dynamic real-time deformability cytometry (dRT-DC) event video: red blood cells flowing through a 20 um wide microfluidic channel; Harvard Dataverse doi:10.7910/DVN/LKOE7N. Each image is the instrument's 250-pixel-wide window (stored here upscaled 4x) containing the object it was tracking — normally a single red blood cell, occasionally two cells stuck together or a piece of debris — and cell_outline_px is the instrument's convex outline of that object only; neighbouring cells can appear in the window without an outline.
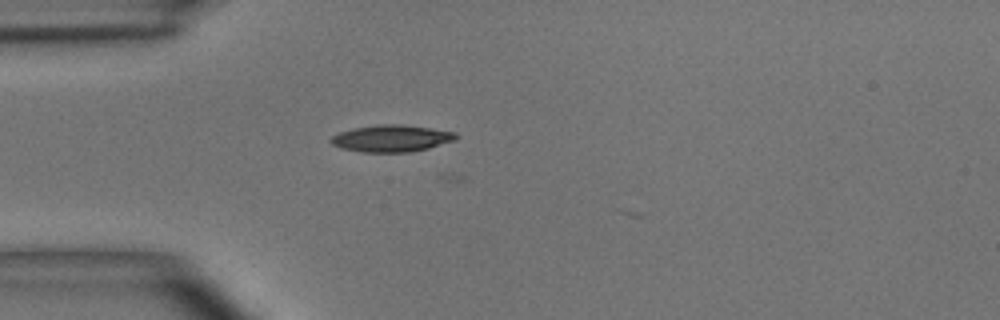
{"species": "common noctule bat (a hibernating species)", "species_latin": "Nyctalus noctula", "temperature_condition": "room temperature", "stored_images_in_passage": 3, "camera_frame_rate_fps": 3000, "um_per_image_px": 0.085, "animal": {"sex": "male", "body_mass_g": 15.6}, "frame": {"image": 1, "passage_image": 3, "time_ms": 2.333, "image_size_px": [1000, 320], "cell_outline_px": [[460, 136], [456, 140], [428, 148], [408, 152], [360, 152], [340, 148], [332, 144], [328, 140], [332, 136], [340, 132], [356, 128], [376, 124], [400, 124], [456, 132]], "centroid_in_image_um": [33.27, 11.76], "position_along_channel_um": 51.7, "area_um2": 19.59}}